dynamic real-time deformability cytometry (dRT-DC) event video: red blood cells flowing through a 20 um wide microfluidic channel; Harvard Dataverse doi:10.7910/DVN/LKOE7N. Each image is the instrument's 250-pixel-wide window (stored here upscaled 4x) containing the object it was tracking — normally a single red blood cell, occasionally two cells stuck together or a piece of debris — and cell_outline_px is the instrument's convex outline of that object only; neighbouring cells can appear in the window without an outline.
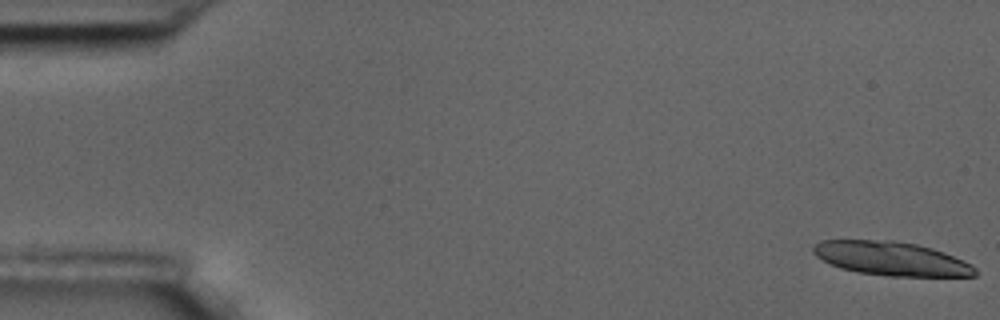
{"species": "common noctule bat (a hibernating species)", "species_latin": "Nyctalus noctula", "temperature_condition": "room temperature", "stored_images_in_passage": 5, "camera_frame_rate_fps": 3000, "um_per_image_px": 0.085, "animal": {"sex": "male", "body_mass_g": 17.5, "forearm_length_mm": 52.3}, "frame": {"image": 1, "passage_image": 1, "time_ms": 0.0, "image_size_px": [1000, 320], "cell_outline_px": [[980, 272], [976, 276], [888, 276], [856, 272], [840, 268], [816, 256], [812, 252], [812, 244], [820, 240], [892, 240], [916, 244], [932, 248], [944, 252], [964, 260], [972, 264]], "centroid_in_image_um": [75.78, 21.98], "position_along_channel_um": 9.2, "area_um2": 32.19}}